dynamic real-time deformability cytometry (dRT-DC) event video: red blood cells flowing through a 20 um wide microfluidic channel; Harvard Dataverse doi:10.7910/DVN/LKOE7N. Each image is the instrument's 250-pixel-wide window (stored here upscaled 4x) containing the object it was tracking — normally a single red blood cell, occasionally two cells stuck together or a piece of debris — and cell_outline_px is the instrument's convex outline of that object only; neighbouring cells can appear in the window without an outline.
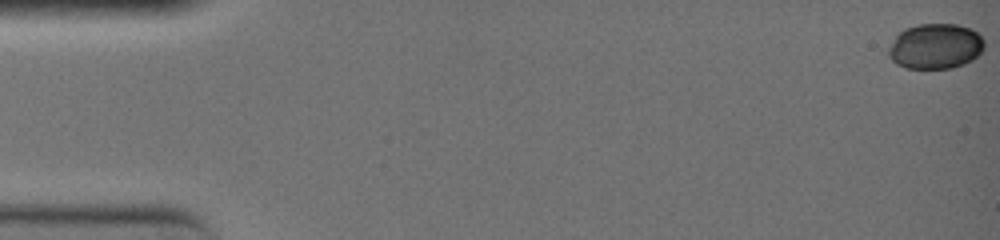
{"species": "common noctule bat (a hibernating species)", "species_latin": "Nyctalus noctula", "temperature_condition": "warm", "stored_images_in_passage": 9, "camera_frame_rate_fps": 3000, "um_per_image_px": 0.085, "animal": {"sex": "female", "body_mass_g": 19.0, "forearm_length_mm": 51.5}, "frame": {"image": 1, "passage_image": 1, "time_ms": 0.0, "image_size_px": [1000, 240], "cell_outline_px": [[984, 48], [972, 60], [964, 64], [952, 68], [904, 68], [896, 64], [888, 56], [888, 48], [896, 36], [904, 28], [916, 24], [956, 24], [968, 28], [976, 32], [984, 40]], "centroid_in_image_um": [79.48, 3.94], "position_along_channel_um": 5.5, "area_um2": 25.32}}
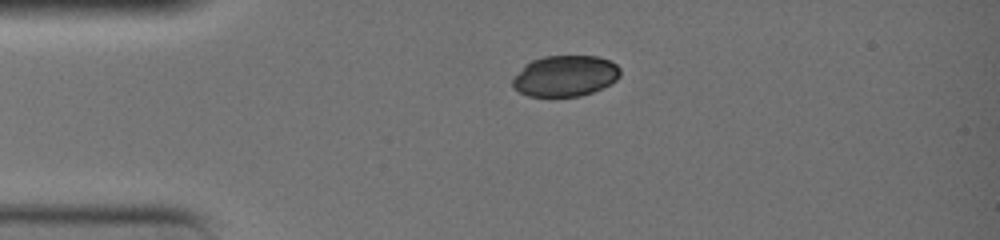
{"frame": {"image": 2, "passage_image": 7, "time_ms": 2.0, "image_size_px": [1000, 240], "cell_outline_px": [[620, 76], [616, 80], [592, 92], [580, 96], [528, 96], [512, 88], [512, 80], [524, 64], [532, 60], [544, 56], [600, 56], [616, 64], [620, 68]], "centroid_in_image_um": [48.02, 6.44], "position_along_channel_um": 37.0, "area_um2": 25.66}}